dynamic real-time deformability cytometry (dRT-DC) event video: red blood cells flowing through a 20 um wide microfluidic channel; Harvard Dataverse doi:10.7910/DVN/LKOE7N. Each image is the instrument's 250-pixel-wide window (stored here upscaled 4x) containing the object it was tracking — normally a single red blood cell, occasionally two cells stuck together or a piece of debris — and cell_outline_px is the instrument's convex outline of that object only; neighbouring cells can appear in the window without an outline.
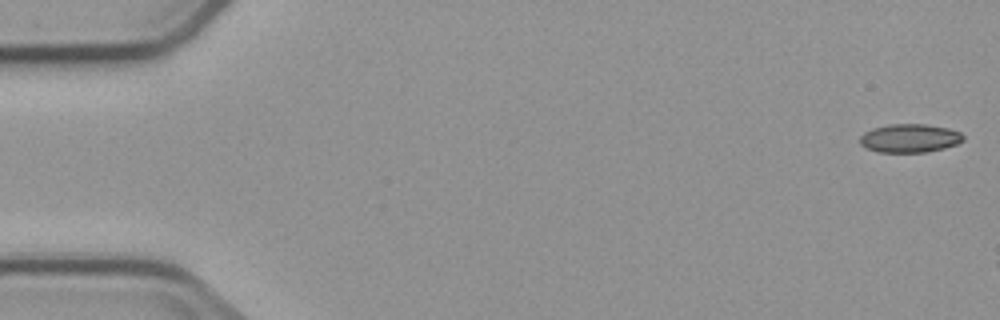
{"species": "common noctule bat (a hibernating species)", "species_latin": "Nyctalus noctula", "temperature_condition": "cold", "stored_images_in_passage": 3, "camera_frame_rate_fps": 3000, "um_per_image_px": 0.085, "animal": {"sex": "male", "body_mass_g": 23.1, "forearm_length_mm": 52.7}, "frame": {"image": 1, "passage_image": 1, "time_ms": 0.0, "image_size_px": [1000, 320], "cell_outline_px": [[964, 140], [956, 144], [944, 148], [928, 152], [876, 152], [860, 144], [860, 136], [864, 132], [872, 128], [888, 124], [924, 124], [948, 128], [960, 132], [964, 136]], "centroid_in_image_um": [77.32, 11.74], "position_along_channel_um": 7.7, "area_um2": 17.22}}